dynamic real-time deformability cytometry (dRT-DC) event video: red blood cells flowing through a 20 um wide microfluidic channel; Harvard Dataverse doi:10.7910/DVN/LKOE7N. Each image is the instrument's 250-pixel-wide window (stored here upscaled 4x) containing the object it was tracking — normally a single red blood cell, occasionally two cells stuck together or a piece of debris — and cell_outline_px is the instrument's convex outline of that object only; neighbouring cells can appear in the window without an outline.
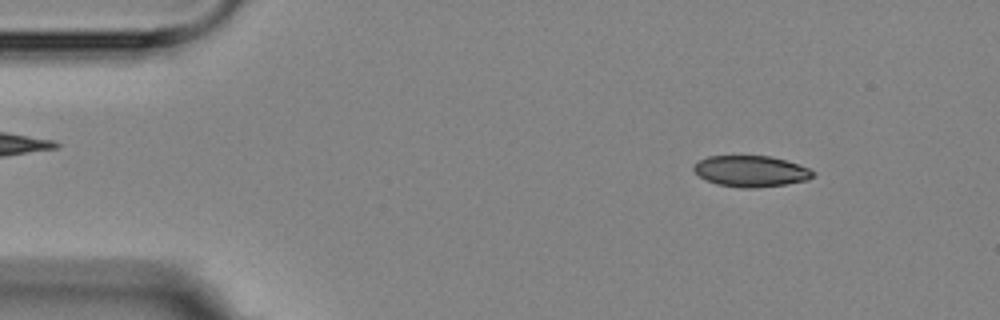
{"species": "Egyptian fruit bat (a non-hibernating species)", "species_latin": "Rousettus aegyptiacus", "temperature_condition": "room temperature", "stored_images_in_passage": 5, "camera_frame_rate_fps": 3000, "um_per_image_px": 0.085, "animal": {"sex": "female"}, "frame": {"image": 1, "passage_image": 3, "time_ms": 2.0, "image_size_px": [1000, 320], "cell_outline_px": [[816, 172], [808, 180], [784, 184], [756, 188], [740, 188], [716, 184], [700, 176], [692, 168], [700, 160], [708, 156], [772, 156], [808, 168]], "centroid_in_image_um": [63.83, 14.56], "position_along_channel_um": 21.2, "area_um2": 21.39}}